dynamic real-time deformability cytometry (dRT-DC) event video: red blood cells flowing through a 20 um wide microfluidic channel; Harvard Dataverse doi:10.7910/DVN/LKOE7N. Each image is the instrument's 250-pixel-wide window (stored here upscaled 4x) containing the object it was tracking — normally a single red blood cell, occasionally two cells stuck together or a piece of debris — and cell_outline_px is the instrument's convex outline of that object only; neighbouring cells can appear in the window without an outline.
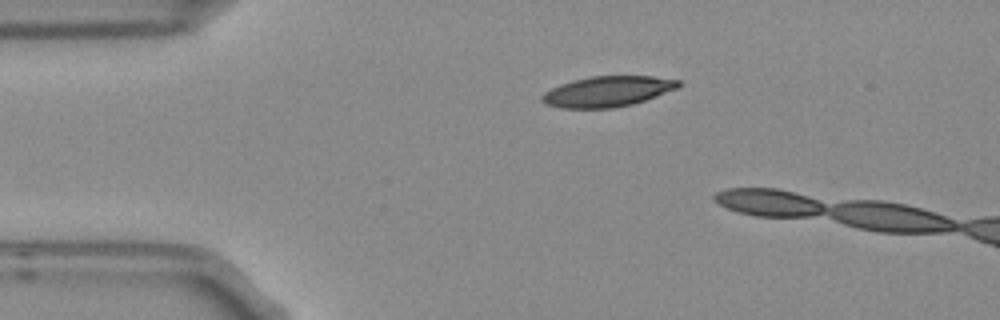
{"species": "Egyptian fruit bat (a non-hibernating species)", "species_latin": "Rousettus aegyptiacus", "temperature_condition": "room temperature", "stored_images_in_passage": 3, "camera_frame_rate_fps": 3000, "um_per_image_px": 0.085, "frame": {"image": 1, "passage_image": 1, "time_ms": 0.0, "image_size_px": [1000, 320], "cell_outline_px": [[680, 84], [676, 88], [656, 96], [632, 104], [612, 108], [560, 108], [544, 104], [540, 100], [540, 96], [544, 92], [560, 84], [572, 80], [588, 76], [652, 76], [680, 80]], "centroid_in_image_um": [51.57, 7.77], "position_along_channel_um": 33.4, "area_um2": 24.28}}